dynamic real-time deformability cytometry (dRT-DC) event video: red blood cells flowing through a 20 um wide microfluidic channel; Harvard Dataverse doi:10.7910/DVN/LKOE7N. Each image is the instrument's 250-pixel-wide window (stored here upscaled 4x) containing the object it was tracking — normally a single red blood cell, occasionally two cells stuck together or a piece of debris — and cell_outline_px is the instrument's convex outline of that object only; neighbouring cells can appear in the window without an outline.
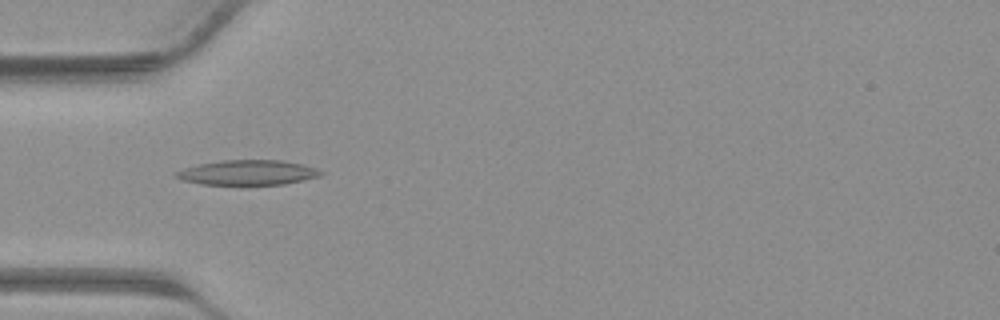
{"species": "common noctule bat (a hibernating species)", "species_latin": "Nyctalus noctula", "temperature_condition": "warm", "stored_images_in_passage": 41, "camera_frame_rate_fps": 3000, "um_per_image_px": 0.085, "animal": {"sex": "male", "body_mass_g": 23.1, "forearm_length_mm": 52.7}, "frame": {"image": 1, "passage_image": 13, "time_ms": 4.0, "image_size_px": [1000, 320], "cell_outline_px": [[324, 172], [320, 176], [304, 180], [284, 184], [240, 188], [200, 184], [180, 180], [172, 176], [172, 172], [184, 168], [200, 164], [224, 160], [284, 160], [316, 168]], "centroid_in_image_um": [20.98, 14.72], "position_along_channel_um": 64.0, "area_um2": 22.25}}
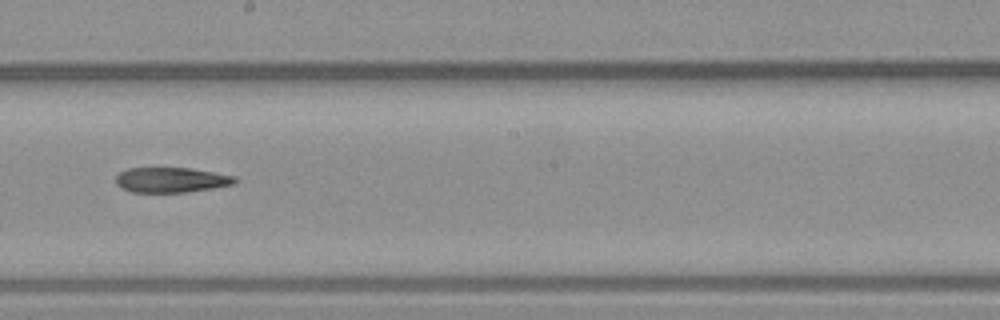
{"frame": {"image": 2, "passage_image": 23, "time_ms": 7.333, "image_size_px": [1000, 320], "cell_outline_px": [[240, 180], [236, 184], [188, 192], [132, 192], [120, 188], [116, 184], [116, 176], [120, 172], [128, 168], [192, 168], [236, 176]], "centroid_in_image_um": [14.59, 15.29], "position_along_channel_um": 233.6, "area_um2": 17.63}}
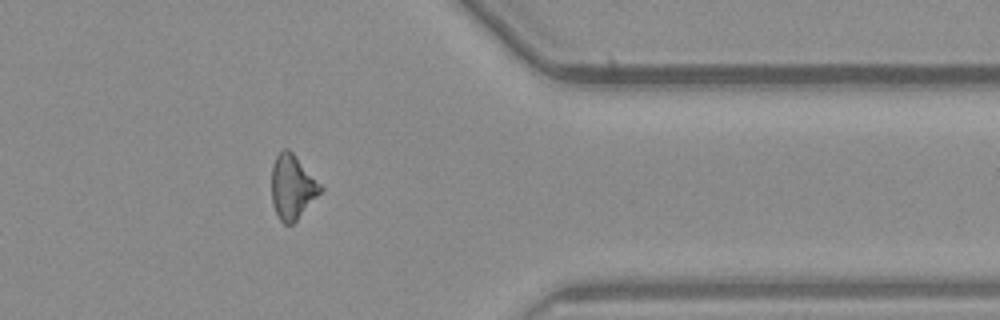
{"frame": {"image": 3, "passage_image": 33, "time_ms": 10.667, "image_size_px": [1000, 320], "cell_outline_px": [[324, 188], [296, 220], [292, 224], [284, 224], [280, 220], [272, 204], [272, 164], [276, 156], [284, 148], [288, 148], [292, 152]], "centroid_in_image_um": [24.83, 15.88], "position_along_channel_um": 386.6, "area_um2": 17.98}}